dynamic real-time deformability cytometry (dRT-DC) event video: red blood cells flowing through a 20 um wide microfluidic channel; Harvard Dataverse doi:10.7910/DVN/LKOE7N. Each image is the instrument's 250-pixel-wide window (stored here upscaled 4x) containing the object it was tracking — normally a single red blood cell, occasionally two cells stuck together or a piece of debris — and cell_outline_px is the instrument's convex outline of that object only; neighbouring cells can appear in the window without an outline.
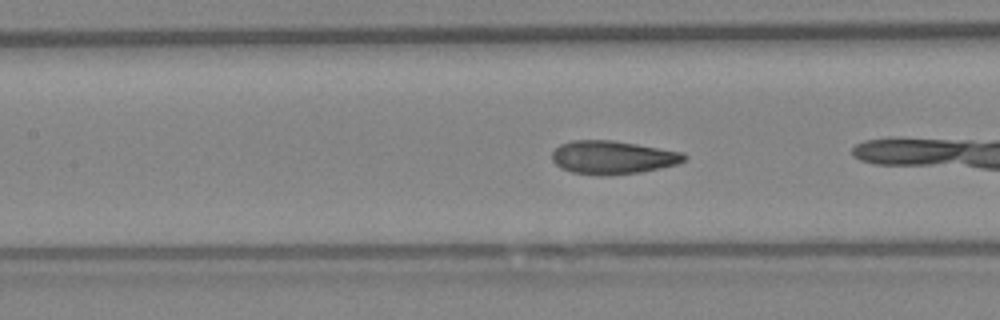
{"species": "Egyptian fruit bat (a non-hibernating species)", "species_latin": "Rousettus aegyptiacus", "temperature_condition": "warm", "stored_images_in_passage": 9, "camera_frame_rate_fps": 3000, "um_per_image_px": 0.085, "animal": {"sex": "female"}, "frame": {"image": 1, "passage_image": 8, "time_ms": 2.333, "image_size_px": [1000, 320], "cell_outline_px": [[688, 156], [684, 160], [676, 164], [660, 168], [640, 172], [604, 176], [600, 176], [572, 172], [560, 168], [552, 160], [552, 152], [560, 144], [572, 140], [612, 140], [684, 152]], "centroid_in_image_um": [52.06, 13.38], "position_along_channel_um": 155.3, "area_um2": 25.72}}